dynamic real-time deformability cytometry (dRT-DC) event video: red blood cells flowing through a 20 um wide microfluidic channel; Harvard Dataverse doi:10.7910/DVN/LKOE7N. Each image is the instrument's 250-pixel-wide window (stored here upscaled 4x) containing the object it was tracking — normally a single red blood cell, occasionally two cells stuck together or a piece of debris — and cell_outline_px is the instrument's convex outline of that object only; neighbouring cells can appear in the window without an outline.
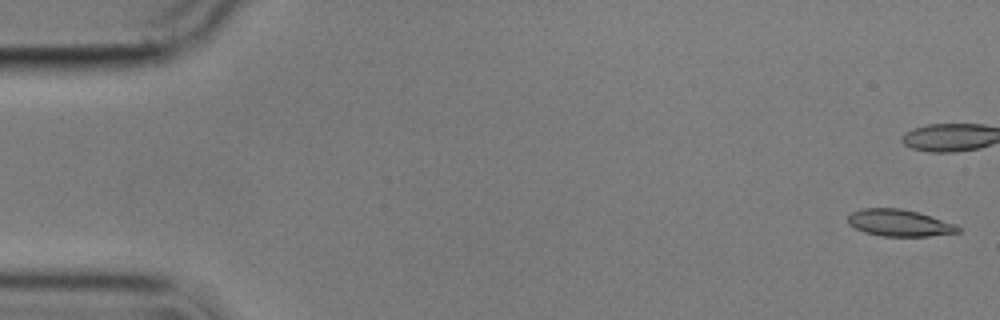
{"species": "common noctule bat (a hibernating species)", "species_latin": "Nyctalus noctula", "temperature_condition": "cold", "stored_images_in_passage": 7, "camera_frame_rate_fps": 3000, "um_per_image_px": 0.085, "animal": {"sex": "male", "body_mass_g": 17.9}, "frame": {"image": 1, "passage_image": 1, "time_ms": 0.0, "image_size_px": [1000, 320], "cell_outline_px": [[960, 232], [928, 236], [880, 236], [864, 232], [848, 224], [848, 216], [852, 212], [860, 208], [900, 208], [916, 212], [956, 224], [960, 228]], "centroid_in_image_um": [76.41, 18.95], "position_along_channel_um": 8.6, "area_um2": 17.11}}
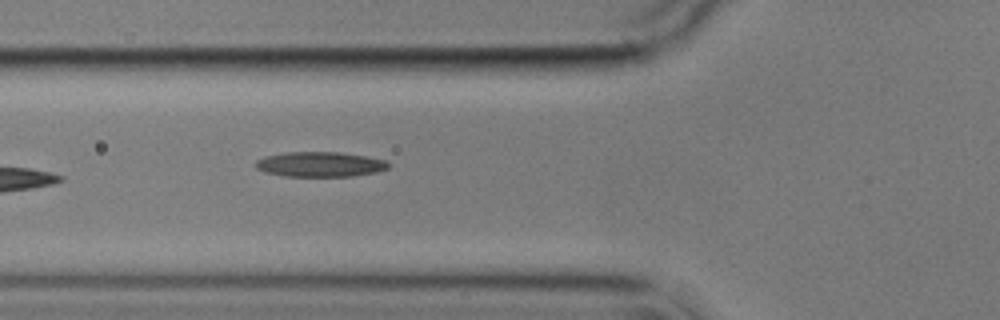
{"frame": {"image": 2, "passage_image": 7, "time_ms": 7.0, "image_size_px": [1000, 320], "cell_outline_px": [[388, 168], [376, 172], [352, 176], [284, 176], [264, 172], [256, 168], [256, 160], [264, 156], [284, 152], [340, 152], [368, 156], [384, 160], [388, 164]], "centroid_in_image_um": [27.17, 13.96], "position_along_channel_um": 98.6, "area_um2": 19.36}}